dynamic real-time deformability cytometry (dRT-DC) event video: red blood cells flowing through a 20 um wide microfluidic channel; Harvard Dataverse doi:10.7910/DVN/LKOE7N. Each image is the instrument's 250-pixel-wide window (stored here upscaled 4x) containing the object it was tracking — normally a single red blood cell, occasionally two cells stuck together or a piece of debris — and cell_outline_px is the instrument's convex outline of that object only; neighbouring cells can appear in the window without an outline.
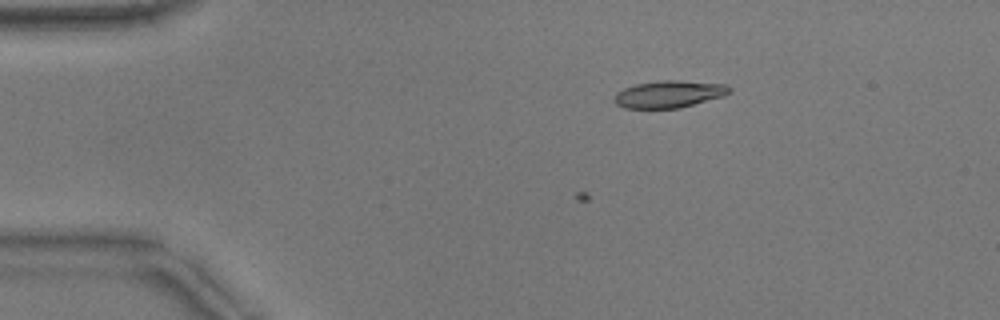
{"species": "common noctule bat (a hibernating species)", "species_latin": "Nyctalus noctula", "temperature_condition": "warm", "stored_images_in_passage": 14, "camera_frame_rate_fps": 3000, "um_per_image_px": 0.085, "animal": {"sex": "male", "body_mass_g": 17.9}, "frame": {"image": 1, "passage_image": 14, "time_ms": 4.333, "image_size_px": [1000, 320], "cell_outline_px": [[732, 88], [724, 96], [680, 108], [624, 108], [616, 104], [616, 92], [624, 88], [636, 84], [660, 80], [680, 80], [728, 84]], "centroid_in_image_um": [56.91, 7.99], "position_along_channel_um": 28.1, "area_um2": 18.21}}